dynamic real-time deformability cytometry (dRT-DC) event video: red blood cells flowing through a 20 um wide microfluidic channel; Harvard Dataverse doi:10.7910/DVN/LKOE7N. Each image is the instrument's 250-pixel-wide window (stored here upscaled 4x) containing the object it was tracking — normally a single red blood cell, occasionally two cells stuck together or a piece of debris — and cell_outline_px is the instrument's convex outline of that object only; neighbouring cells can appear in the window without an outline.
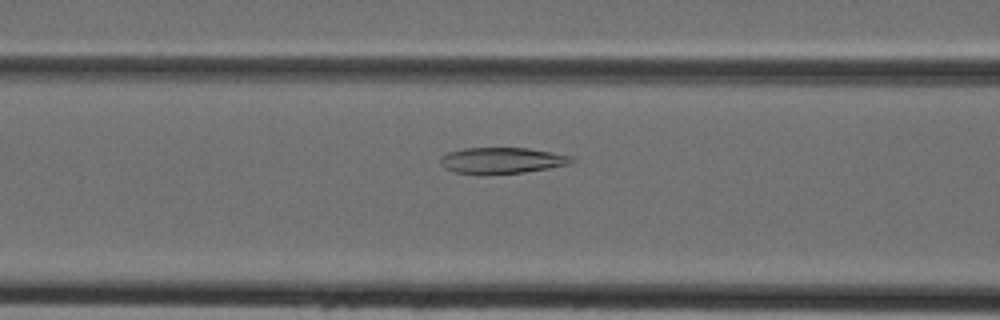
{"species": "Egyptian fruit bat (a non-hibernating species)", "species_latin": "Rousettus aegyptiacus", "temperature_condition": "cold", "stored_images_in_passage": 34, "camera_frame_rate_fps": 3000, "um_per_image_px": 0.085, "animal": {"sex": "female"}, "frame": {"image": 1, "passage_image": 7, "time_ms": 2.0, "image_size_px": [1000, 320], "cell_outline_px": [[576, 160], [568, 164], [548, 168], [524, 172], [452, 172], [444, 168], [440, 164], [440, 156], [448, 152], [464, 148], [528, 148], [552, 152], [572, 156]], "centroid_in_image_um": [42.66, 13.6], "position_along_channel_um": 123.9, "area_um2": 19.42}}
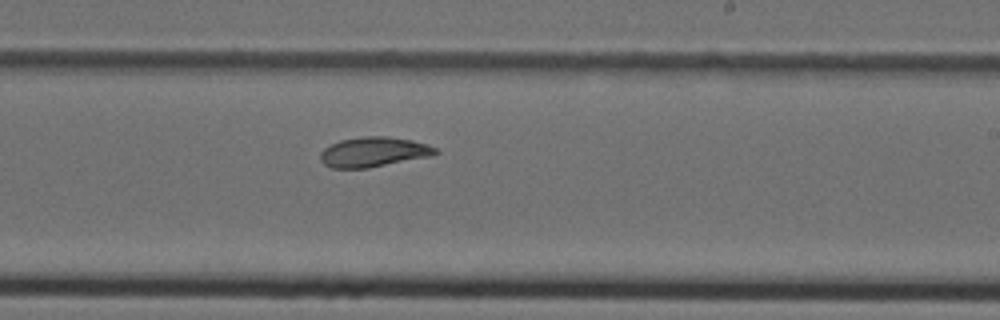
{"frame": {"image": 2, "passage_image": 16, "time_ms": 5.0, "image_size_px": [1000, 320], "cell_outline_px": [[440, 152], [432, 156], [368, 168], [332, 168], [324, 164], [320, 160], [320, 152], [324, 148], [340, 140], [364, 136], [388, 136], [412, 140], [428, 144], [436, 148]], "centroid_in_image_um": [31.78, 12.92], "position_along_channel_um": 257.2, "area_um2": 20.17}}
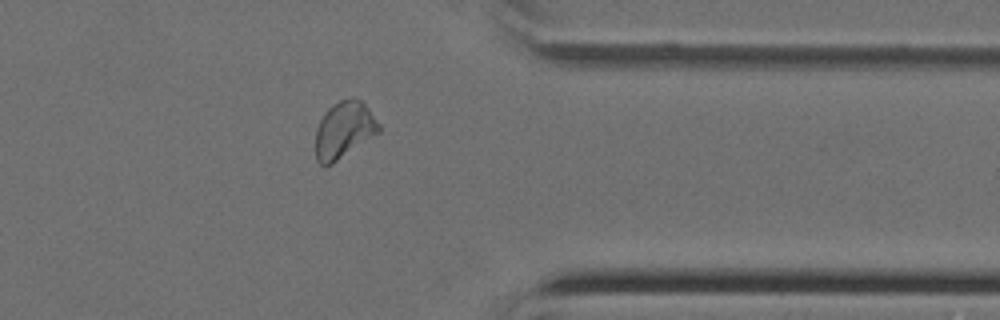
{"frame": {"image": 3, "passage_image": 25, "time_ms": 8.0, "image_size_px": [1000, 320], "cell_outline_px": [[380, 132], [332, 164], [324, 168], [316, 160], [316, 128], [324, 112], [332, 104], [340, 100], [352, 96], [360, 100], [368, 108], [380, 124]], "centroid_in_image_um": [29.23, 11.04], "position_along_channel_um": 382.2, "area_um2": 21.1}}